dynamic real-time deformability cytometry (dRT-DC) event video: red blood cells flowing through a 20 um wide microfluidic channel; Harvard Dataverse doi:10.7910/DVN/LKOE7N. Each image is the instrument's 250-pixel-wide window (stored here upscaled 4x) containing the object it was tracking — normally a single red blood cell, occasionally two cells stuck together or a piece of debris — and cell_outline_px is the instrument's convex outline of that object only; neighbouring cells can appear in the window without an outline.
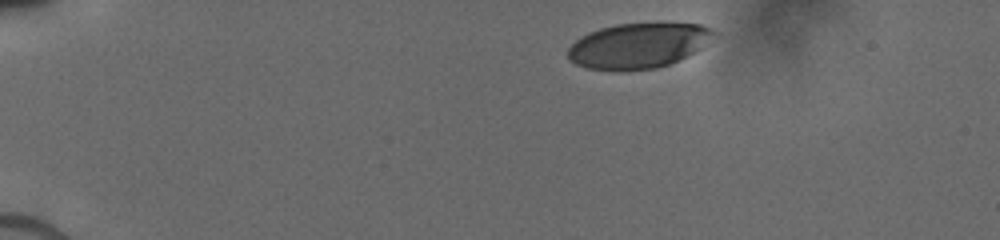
{"species": "human", "species_latin": "Homo sapiens", "temperature_condition": "cold", "stored_images_in_passage": 31, "camera_frame_rate_fps": 3000, "um_per_image_px": 0.085, "donor": {"sex": "male"}, "frame": {"image": 1, "passage_image": 1, "time_ms": 0.0, "image_size_px": [1000, 240], "cell_outline_px": [[716, 32], [696, 52], [668, 64], [656, 68], [588, 68], [576, 64], [568, 56], [568, 48], [580, 36], [588, 32], [600, 28], [616, 24], [700, 24]], "centroid_in_image_um": [54.23, 3.85], "position_along_channel_um": 30.8, "area_um2": 37.11}}
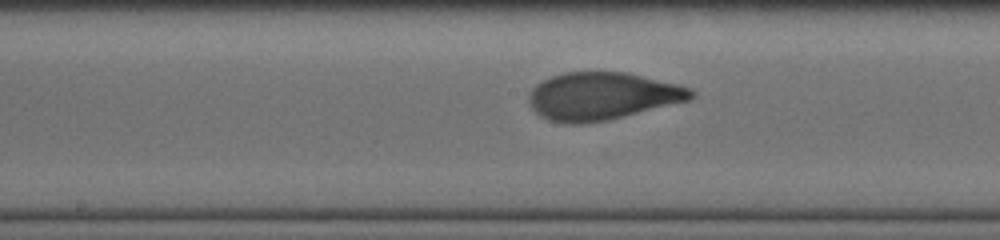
{"frame": {"image": 2, "passage_image": 18, "time_ms": 6.333, "image_size_px": [1000, 240], "cell_outline_px": [[696, 96], [692, 100], [608, 120], [580, 124], [568, 124], [548, 120], [540, 116], [532, 108], [528, 100], [528, 96], [532, 88], [536, 84], [552, 76], [564, 72], [628, 72], [680, 84], [692, 88], [696, 92]], "centroid_in_image_um": [51.24, 8.17], "position_along_channel_um": 197.0, "area_um2": 45.49}}
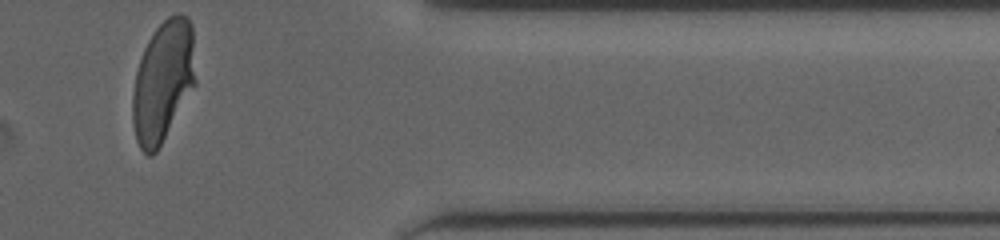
{"frame": {"image": 3, "passage_image": 31, "time_ms": 11.667, "image_size_px": [1000, 240], "cell_outline_px": [[196, 84], [156, 152], [152, 156], [148, 156], [140, 148], [136, 140], [132, 120], [132, 92], [136, 72], [144, 48], [152, 32], [168, 16], [176, 12], [180, 12], [188, 16], [192, 24], [196, 80]], "centroid_in_image_um": [13.86, 6.88], "position_along_channel_um": 397.5, "area_um2": 44.8}}